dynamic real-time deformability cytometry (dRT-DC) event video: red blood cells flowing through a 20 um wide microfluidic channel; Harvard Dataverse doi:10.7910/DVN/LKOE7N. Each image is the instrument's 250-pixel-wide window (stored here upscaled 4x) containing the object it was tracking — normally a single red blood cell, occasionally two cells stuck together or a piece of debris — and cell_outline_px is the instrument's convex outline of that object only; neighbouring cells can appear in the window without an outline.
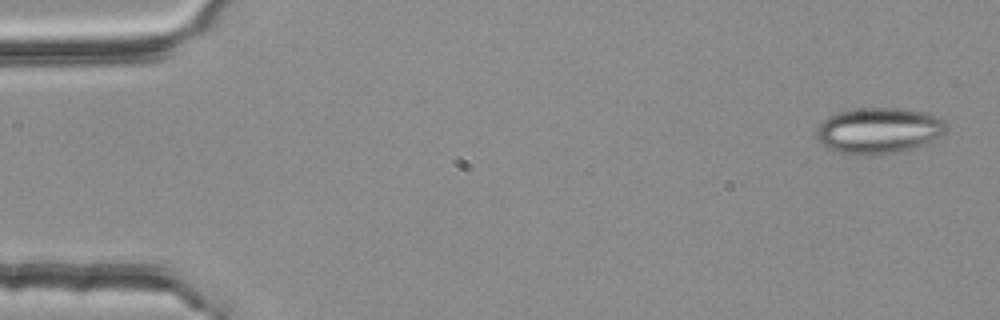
{"species": "common noctule bat (a hibernating species)", "species_latin": "Nyctalus noctula", "temperature_condition": "room temperature", "stored_images_in_passage": 3, "camera_frame_rate_fps": 3000, "um_per_image_px": 0.085, "animal": {"sex": "female", "body_mass_g": 25.1}, "frame": {"image": 1, "passage_image": 3, "time_ms": 0.667, "image_size_px": [1000, 320], "cell_outline_px": [[948, 128], [944, 132], [920, 144], [896, 152], [872, 156], [856, 156], [840, 152], [828, 148], [820, 144], [816, 136], [816, 132], [820, 124], [828, 116], [840, 112], [864, 108], [904, 108], [928, 112], [944, 120], [948, 124]], "centroid_in_image_um": [74.66, 11.09], "position_along_channel_um": 10.3, "area_um2": 34.56}}